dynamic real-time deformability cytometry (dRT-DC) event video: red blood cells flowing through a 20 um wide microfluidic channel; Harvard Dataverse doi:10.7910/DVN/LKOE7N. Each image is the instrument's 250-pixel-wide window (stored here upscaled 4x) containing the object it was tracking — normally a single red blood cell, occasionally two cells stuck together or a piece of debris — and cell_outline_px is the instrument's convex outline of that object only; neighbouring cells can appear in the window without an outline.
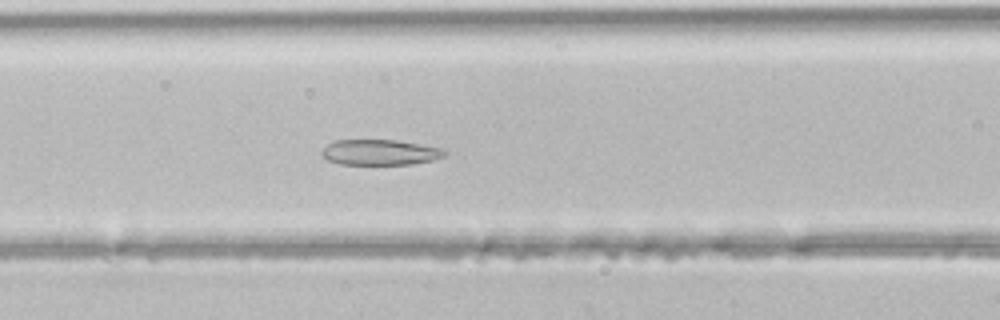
{"species": "common noctule bat (a hibernating species)", "species_latin": "Nyctalus noctula", "temperature_condition": "room temperature", "stored_images_in_passage": 40, "segment_of_instrument_passage": [1, 2], "camera_frame_rate_fps": 3000, "um_per_image_px": 0.085, "animal": {"sex": "male", "body_mass_g": 21.5, "forearm_length_mm": 52.0}, "frame": {"image": 1, "passage_image": 12, "time_ms": 3.667, "image_size_px": [1000, 320], "cell_outline_px": [[448, 152], [444, 156], [432, 160], [412, 164], [340, 164], [328, 160], [320, 152], [328, 144], [336, 140], [396, 140], [444, 148]], "centroid_in_image_um": [32.33, 12.94], "position_along_channel_um": 134.3, "area_um2": 18.21}}
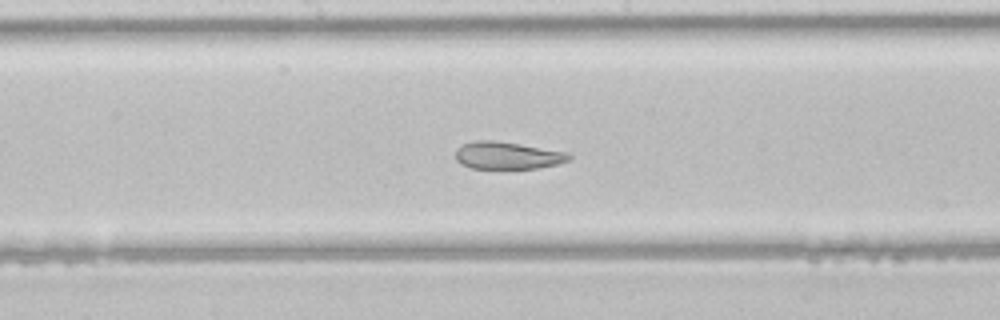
{"frame": {"image": 2, "passage_image": 17, "time_ms": 5.333, "image_size_px": [1000, 320], "cell_outline_px": [[572, 160], [556, 164], [536, 168], [472, 168], [460, 164], [456, 160], [456, 148], [460, 144], [476, 140], [496, 140], [568, 152], [572, 156]], "centroid_in_image_um": [43.12, 13.2], "position_along_channel_um": 205.1, "area_um2": 18.21}}
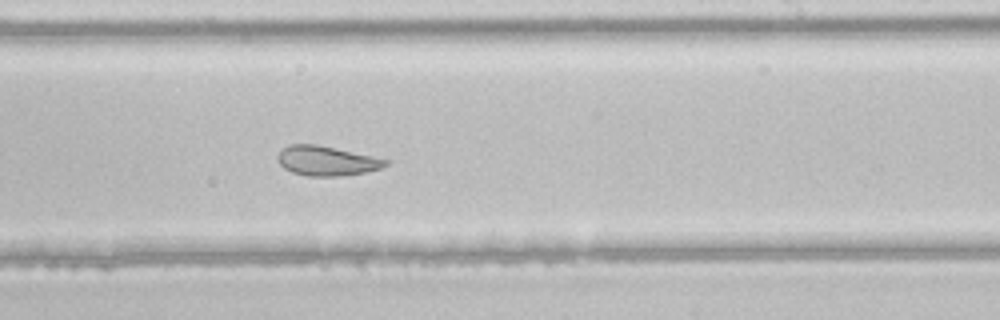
{"frame": {"image": 3, "passage_image": 21, "time_ms": 6.667, "image_size_px": [1000, 320], "cell_outline_px": [[388, 164], [380, 168], [364, 172], [336, 176], [308, 176], [292, 172], [284, 168], [276, 160], [276, 156], [288, 144], [316, 144], [372, 156], [388, 160]], "centroid_in_image_um": [27.71, 13.66], "position_along_channel_um": 261.3, "area_um2": 18.38}}